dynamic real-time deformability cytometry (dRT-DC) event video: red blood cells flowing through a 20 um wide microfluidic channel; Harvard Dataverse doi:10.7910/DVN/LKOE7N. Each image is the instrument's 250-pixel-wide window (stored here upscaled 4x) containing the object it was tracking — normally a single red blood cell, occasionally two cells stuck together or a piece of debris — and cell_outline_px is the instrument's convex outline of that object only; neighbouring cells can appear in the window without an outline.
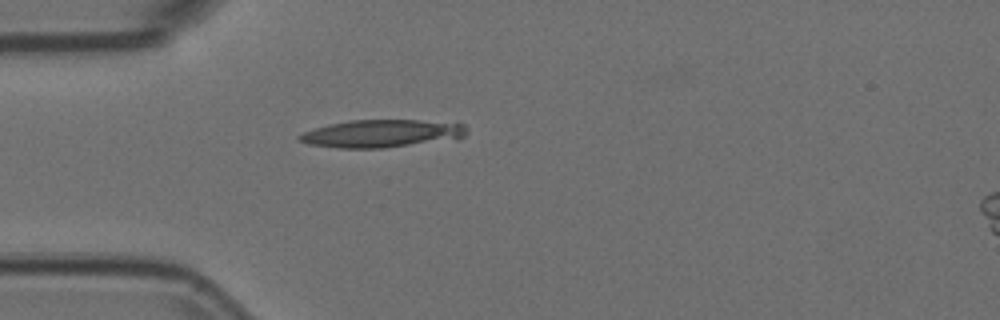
{"species": "Egyptian fruit bat (a non-hibernating species)", "species_latin": "Rousettus aegyptiacus", "temperature_condition": "room temperature", "stored_images_in_passage": 2, "camera_frame_rate_fps": 3000, "um_per_image_px": 0.085, "animal": {"sex": "female"}, "frame": {"image": 1, "passage_image": 1, "time_ms": 0.0, "image_size_px": [1000, 320], "cell_outline_px": [[468, 132], [460, 140], [384, 148], [340, 148], [308, 144], [300, 140], [296, 136], [304, 132], [316, 128], [332, 124], [352, 120], [456, 120], [464, 124], [468, 128]], "centroid_in_image_um": [32.67, 11.35], "position_along_channel_um": 52.3, "area_um2": 27.86}}